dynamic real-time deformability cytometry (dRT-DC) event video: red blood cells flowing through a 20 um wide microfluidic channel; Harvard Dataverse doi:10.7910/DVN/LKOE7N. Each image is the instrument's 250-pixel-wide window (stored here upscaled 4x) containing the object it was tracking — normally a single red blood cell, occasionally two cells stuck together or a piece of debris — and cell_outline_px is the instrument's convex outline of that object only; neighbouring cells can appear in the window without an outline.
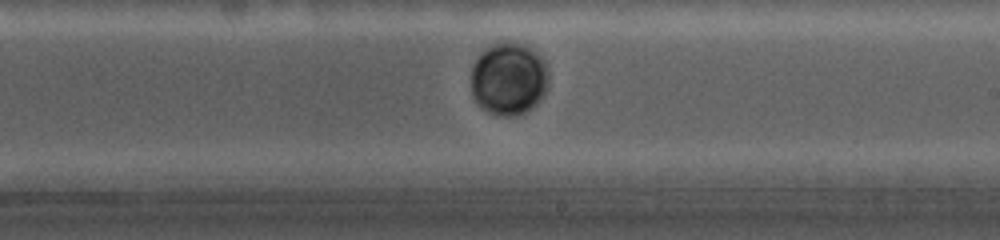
{"species": "common noctule bat (a hibernating species)", "species_latin": "Nyctalus noctula", "temperature_condition": "cold", "stored_images_in_passage": 80, "camera_frame_rate_fps": 5000, "um_per_image_px": 0.085, "animal": {"sex": "female", "body_mass_g": 19.0, "forearm_length_mm": 56.7}, "frame": {"image": 1, "passage_image": 45, "time_ms": 7.0, "image_size_px": [1000, 240], "cell_outline_px": [[548, 72], [544, 92], [524, 112], [512, 116], [504, 116], [488, 112], [472, 96], [472, 64], [492, 44], [504, 40], [508, 40], [540, 56]], "centroid_in_image_um": [43.18, 6.69], "position_along_channel_um": 245.8, "area_um2": 31.5}}